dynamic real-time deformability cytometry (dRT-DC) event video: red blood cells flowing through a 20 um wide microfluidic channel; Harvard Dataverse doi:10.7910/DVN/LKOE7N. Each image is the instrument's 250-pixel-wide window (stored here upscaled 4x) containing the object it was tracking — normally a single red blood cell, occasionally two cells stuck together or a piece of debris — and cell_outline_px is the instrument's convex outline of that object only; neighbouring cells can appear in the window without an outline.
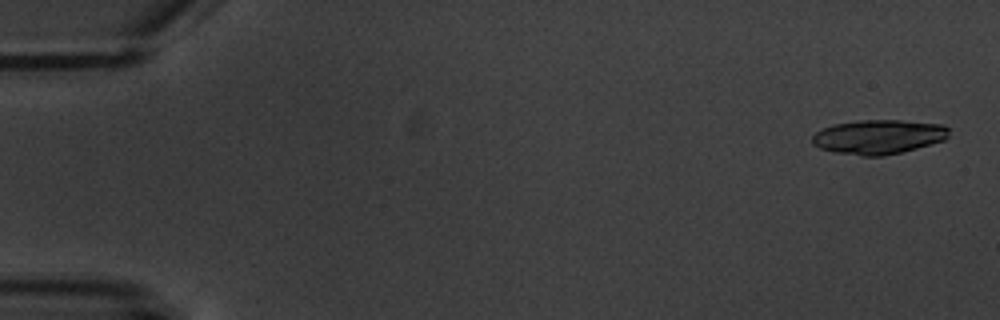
{"species": "common noctule bat (a hibernating species)", "species_latin": "Nyctalus noctula", "temperature_condition": "warm", "stored_images_in_passage": 6, "camera_frame_rate_fps": 3000, "um_per_image_px": 0.085, "animal": {"sex": "male", "body_mass_g": 20.1, "forearm_length_mm": 53.5}, "frame": {"image": 1, "passage_image": 1, "time_ms": 0.0, "image_size_px": [1000, 320], "cell_outline_px": [[948, 136], [944, 140], [916, 148], [884, 156], [860, 156], [836, 152], [820, 148], [812, 144], [812, 136], [816, 132], [824, 128], [836, 124], [860, 120], [900, 120], [944, 124], [948, 128]], "centroid_in_image_um": [74.68, 11.63], "position_along_channel_um": 10.3, "area_um2": 27.22}}
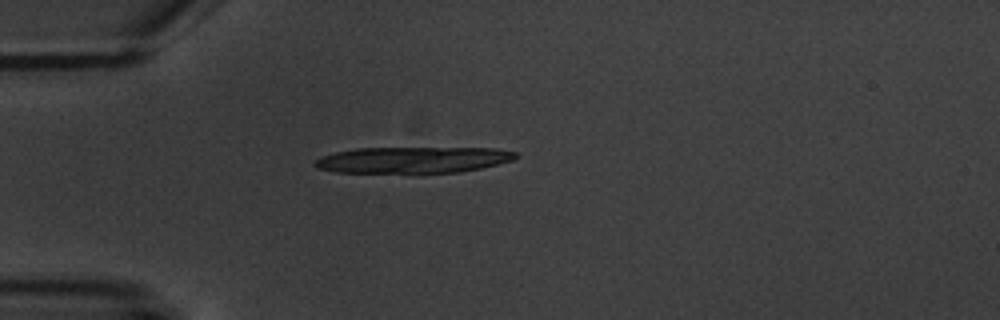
{"frame": {"image": 2, "passage_image": 5, "time_ms": 4.667, "image_size_px": [1000, 320], "cell_outline_px": [[520, 156], [512, 160], [480, 168], [460, 172], [336, 172], [316, 168], [312, 164], [316, 160], [324, 156], [336, 152], [356, 148], [496, 148], [516, 152]], "centroid_in_image_um": [35.12, 13.58], "position_along_channel_um": 49.9, "area_um2": 30.4}}